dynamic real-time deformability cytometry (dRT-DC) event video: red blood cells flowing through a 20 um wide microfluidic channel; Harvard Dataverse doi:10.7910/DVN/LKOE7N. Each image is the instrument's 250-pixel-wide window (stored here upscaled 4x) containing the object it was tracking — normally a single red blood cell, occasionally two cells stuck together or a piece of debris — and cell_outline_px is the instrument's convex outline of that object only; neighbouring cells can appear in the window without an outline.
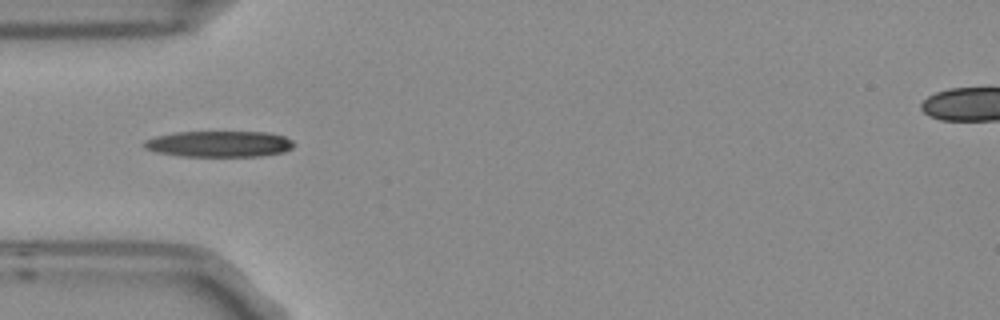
{"species": "Egyptian fruit bat (a non-hibernating species)", "species_latin": "Rousettus aegyptiacus", "temperature_condition": "room temperature", "stored_images_in_passage": 3, "camera_frame_rate_fps": 3000, "um_per_image_px": 0.085, "frame": {"image": 1, "passage_image": 1, "time_ms": 0.0, "image_size_px": [1000, 320], "cell_outline_px": [[296, 144], [292, 148], [284, 152], [260, 156], [180, 156], [156, 152], [144, 148], [144, 140], [156, 136], [176, 132], [268, 132], [284, 136], [292, 140]], "centroid_in_image_um": [18.65, 12.23], "position_along_channel_um": 66.4, "area_um2": 22.83}}
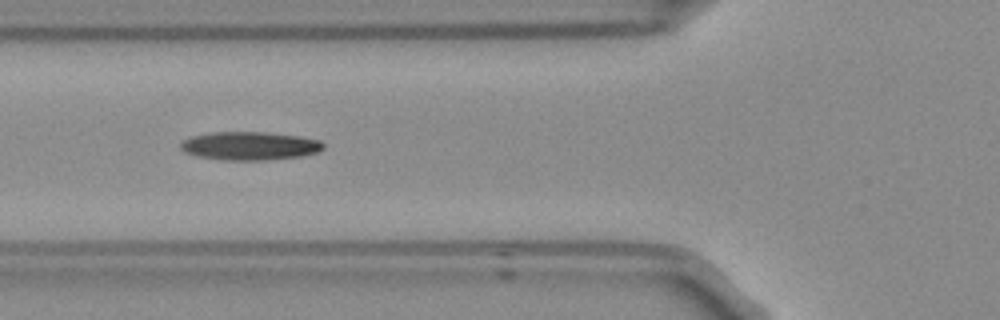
{"frame": {"image": 2, "passage_image": 2, "time_ms": 0.333, "image_size_px": [1000, 320], "cell_outline_px": [[324, 148], [316, 152], [300, 156], [264, 160], [224, 160], [196, 156], [184, 152], [180, 148], [180, 144], [184, 140], [192, 136], [208, 132], [268, 132], [300, 136], [320, 140], [324, 144]], "centroid_in_image_um": [21.21, 12.39], "position_along_channel_um": 104.6, "area_um2": 23.64}}